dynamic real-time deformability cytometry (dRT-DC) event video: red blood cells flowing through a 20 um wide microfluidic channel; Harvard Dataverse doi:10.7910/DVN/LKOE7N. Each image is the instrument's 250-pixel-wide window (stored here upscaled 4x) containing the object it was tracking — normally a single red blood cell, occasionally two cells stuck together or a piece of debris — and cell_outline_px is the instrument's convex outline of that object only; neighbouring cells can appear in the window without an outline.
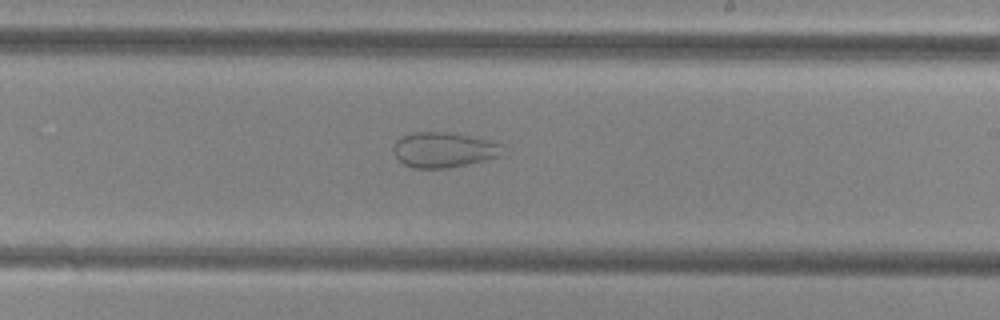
{"species": "common noctule bat (a hibernating species)", "species_latin": "Nyctalus noctula", "temperature_condition": "cold", "stored_images_in_passage": 54, "camera_frame_rate_fps": 3000, "um_per_image_px": 0.085, "animal": {"sex": "female", "body_mass_g": 29.2, "forearm_length_mm": 56.3}, "frame": {"image": 1, "passage_image": 33, "time_ms": 10.667, "image_size_px": [1000, 320], "cell_outline_px": [[504, 144], [500, 156], [468, 164], [448, 168], [412, 168], [404, 164], [396, 156], [392, 148], [396, 140], [412, 132], [448, 132], [488, 140]], "centroid_in_image_um": [37.71, 12.74], "position_along_channel_um": 251.3, "area_um2": 22.31}}
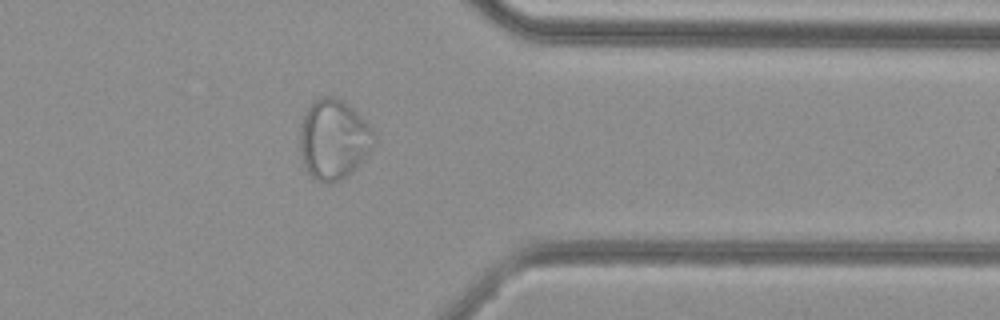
{"frame": {"image": 2, "passage_image": 44, "time_ms": 14.333, "image_size_px": [1000, 320], "cell_outline_px": [[376, 140], [372, 148], [360, 164], [352, 172], [340, 180], [332, 184], [328, 184], [316, 180], [308, 172], [300, 156], [300, 128], [304, 112], [320, 96], [336, 96], [348, 104], [368, 124]], "centroid_in_image_um": [28.34, 11.86], "position_along_channel_um": 383.1, "area_um2": 34.56}}
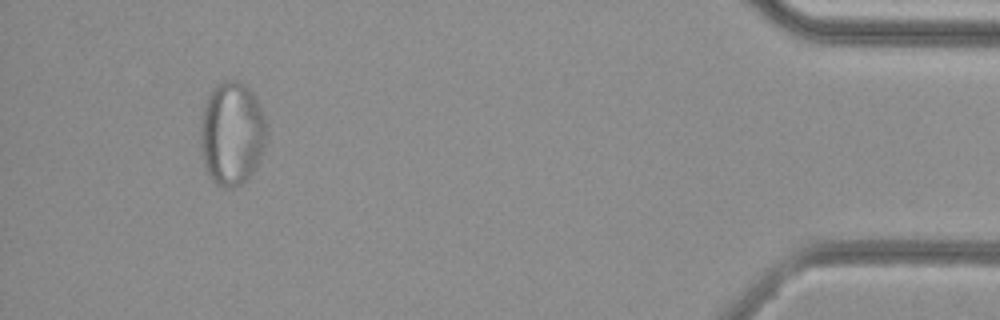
{"frame": {"image": 3, "passage_image": 51, "time_ms": 16.667, "image_size_px": [1000, 320], "cell_outline_px": [[268, 136], [260, 156], [252, 172], [240, 184], [232, 188], [224, 188], [216, 184], [208, 176], [204, 164], [200, 148], [200, 120], [204, 104], [212, 88], [216, 84], [224, 80], [240, 80], [252, 92], [260, 104], [268, 124]], "centroid_in_image_um": [19.7, 11.31], "position_along_channel_um": 415.5, "area_um2": 40.58}}